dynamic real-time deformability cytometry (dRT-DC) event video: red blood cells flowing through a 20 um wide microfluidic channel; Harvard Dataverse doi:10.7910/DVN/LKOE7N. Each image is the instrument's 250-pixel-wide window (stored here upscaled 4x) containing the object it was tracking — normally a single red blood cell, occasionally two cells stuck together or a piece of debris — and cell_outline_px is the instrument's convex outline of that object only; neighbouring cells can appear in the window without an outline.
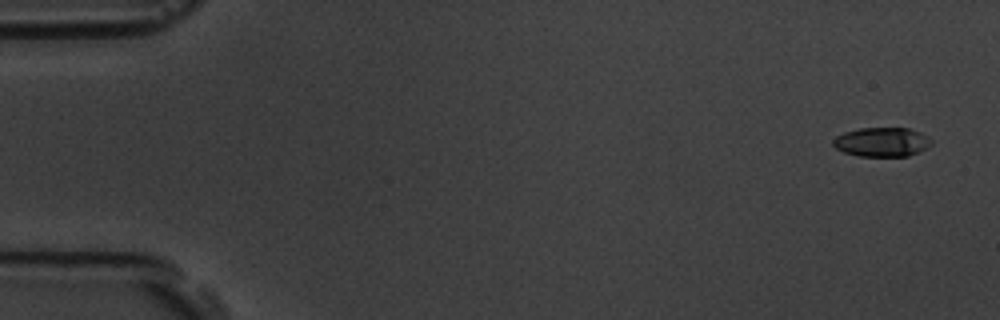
{"species": "common noctule bat (a hibernating species)", "species_latin": "Nyctalus noctula", "temperature_condition": "room temperature", "stored_images_in_passage": 5, "camera_frame_rate_fps": 3000, "um_per_image_px": 0.085, "animal": {"sex": "male", "body_mass_g": 19.5, "forearm_length_mm": 54.6}, "frame": {"image": 1, "passage_image": 1, "time_ms": 0.0, "image_size_px": [1000, 320], "cell_outline_px": [[932, 144], [920, 152], [908, 156], [860, 156], [844, 152], [836, 148], [832, 144], [832, 140], [836, 136], [844, 132], [860, 128], [908, 128], [920, 132], [928, 136], [932, 140]], "centroid_in_image_um": [74.97, 12.07], "position_along_channel_um": 10.0, "area_um2": 16.82}}
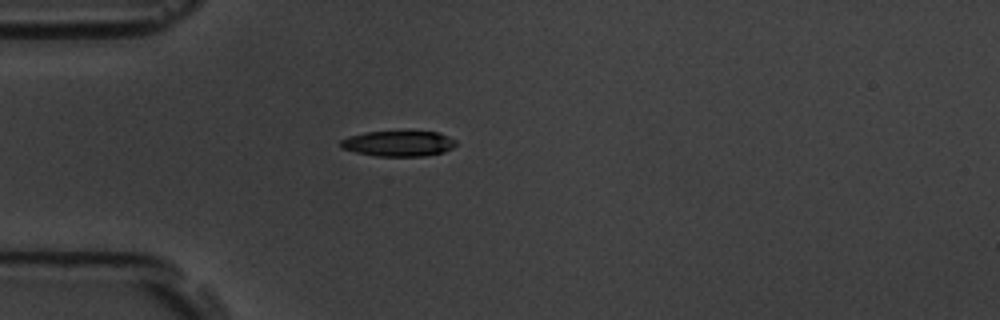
{"frame": {"image": 2, "passage_image": 5, "time_ms": 4.667, "image_size_px": [1000, 320], "cell_outline_px": [[456, 144], [452, 148], [444, 152], [424, 156], [376, 156], [356, 152], [340, 148], [340, 140], [348, 136], [364, 132], [440, 132], [456, 140]], "centroid_in_image_um": [33.86, 12.2], "position_along_channel_um": 51.1, "area_um2": 17.17}}